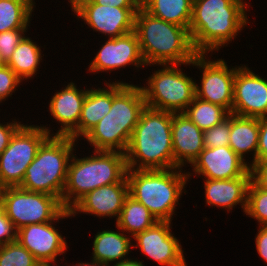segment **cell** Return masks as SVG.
Wrapping results in <instances>:
<instances>
[{"instance_id":"9","label":"cell","mask_w":267,"mask_h":266,"mask_svg":"<svg viewBox=\"0 0 267 266\" xmlns=\"http://www.w3.org/2000/svg\"><path fill=\"white\" fill-rule=\"evenodd\" d=\"M50 127L23 124L0 154V189L20 186L26 169L42 143L52 134Z\"/></svg>"},{"instance_id":"23","label":"cell","mask_w":267,"mask_h":266,"mask_svg":"<svg viewBox=\"0 0 267 266\" xmlns=\"http://www.w3.org/2000/svg\"><path fill=\"white\" fill-rule=\"evenodd\" d=\"M118 231L100 230L95 234L93 241L92 260L105 265L119 263L128 259L131 248H134L131 236L127 235L119 227ZM125 234V235H124ZM130 236V237H128ZM114 262V263H113Z\"/></svg>"},{"instance_id":"30","label":"cell","mask_w":267,"mask_h":266,"mask_svg":"<svg viewBox=\"0 0 267 266\" xmlns=\"http://www.w3.org/2000/svg\"><path fill=\"white\" fill-rule=\"evenodd\" d=\"M40 264L17 240L0 246V266H40Z\"/></svg>"},{"instance_id":"26","label":"cell","mask_w":267,"mask_h":266,"mask_svg":"<svg viewBox=\"0 0 267 266\" xmlns=\"http://www.w3.org/2000/svg\"><path fill=\"white\" fill-rule=\"evenodd\" d=\"M158 220L140 202L128 195L125 198L116 226L132 237L154 226Z\"/></svg>"},{"instance_id":"38","label":"cell","mask_w":267,"mask_h":266,"mask_svg":"<svg viewBox=\"0 0 267 266\" xmlns=\"http://www.w3.org/2000/svg\"><path fill=\"white\" fill-rule=\"evenodd\" d=\"M267 159V117L259 118V137L256 161Z\"/></svg>"},{"instance_id":"28","label":"cell","mask_w":267,"mask_h":266,"mask_svg":"<svg viewBox=\"0 0 267 266\" xmlns=\"http://www.w3.org/2000/svg\"><path fill=\"white\" fill-rule=\"evenodd\" d=\"M33 0H0V33L14 29H29Z\"/></svg>"},{"instance_id":"21","label":"cell","mask_w":267,"mask_h":266,"mask_svg":"<svg viewBox=\"0 0 267 266\" xmlns=\"http://www.w3.org/2000/svg\"><path fill=\"white\" fill-rule=\"evenodd\" d=\"M87 92L88 89H78L72 81L61 91L55 92L49 103V111L61 126L52 135L69 136L78 127Z\"/></svg>"},{"instance_id":"6","label":"cell","mask_w":267,"mask_h":266,"mask_svg":"<svg viewBox=\"0 0 267 266\" xmlns=\"http://www.w3.org/2000/svg\"><path fill=\"white\" fill-rule=\"evenodd\" d=\"M93 154L80 159L73 154L70 160L62 193V205L67 210L92 190L120 182L126 176L125 153L94 151Z\"/></svg>"},{"instance_id":"18","label":"cell","mask_w":267,"mask_h":266,"mask_svg":"<svg viewBox=\"0 0 267 266\" xmlns=\"http://www.w3.org/2000/svg\"><path fill=\"white\" fill-rule=\"evenodd\" d=\"M191 167L196 176L202 175L205 179H234L250 169L229 146L205 147Z\"/></svg>"},{"instance_id":"11","label":"cell","mask_w":267,"mask_h":266,"mask_svg":"<svg viewBox=\"0 0 267 266\" xmlns=\"http://www.w3.org/2000/svg\"><path fill=\"white\" fill-rule=\"evenodd\" d=\"M205 55L207 56V54H197L191 62L192 66L202 69L203 72L200 86L197 83L195 86L196 97L220 105L231 113L234 79L238 66L228 68L224 59L211 61Z\"/></svg>"},{"instance_id":"15","label":"cell","mask_w":267,"mask_h":266,"mask_svg":"<svg viewBox=\"0 0 267 266\" xmlns=\"http://www.w3.org/2000/svg\"><path fill=\"white\" fill-rule=\"evenodd\" d=\"M231 114L251 118L267 117V80L246 65L236 70Z\"/></svg>"},{"instance_id":"5","label":"cell","mask_w":267,"mask_h":266,"mask_svg":"<svg viewBox=\"0 0 267 266\" xmlns=\"http://www.w3.org/2000/svg\"><path fill=\"white\" fill-rule=\"evenodd\" d=\"M193 173L182 168L127 169L129 195L143 204L158 221H171L185 185Z\"/></svg>"},{"instance_id":"3","label":"cell","mask_w":267,"mask_h":266,"mask_svg":"<svg viewBox=\"0 0 267 266\" xmlns=\"http://www.w3.org/2000/svg\"><path fill=\"white\" fill-rule=\"evenodd\" d=\"M172 116L148 106L143 109L125 152L127 169L174 168Z\"/></svg>"},{"instance_id":"7","label":"cell","mask_w":267,"mask_h":266,"mask_svg":"<svg viewBox=\"0 0 267 266\" xmlns=\"http://www.w3.org/2000/svg\"><path fill=\"white\" fill-rule=\"evenodd\" d=\"M77 140L69 136L50 135L38 149L19 186L27 191L50 194L62 203L68 166Z\"/></svg>"},{"instance_id":"34","label":"cell","mask_w":267,"mask_h":266,"mask_svg":"<svg viewBox=\"0 0 267 266\" xmlns=\"http://www.w3.org/2000/svg\"><path fill=\"white\" fill-rule=\"evenodd\" d=\"M22 80L7 65L0 68V103L8 100L13 95L16 88L20 87Z\"/></svg>"},{"instance_id":"20","label":"cell","mask_w":267,"mask_h":266,"mask_svg":"<svg viewBox=\"0 0 267 266\" xmlns=\"http://www.w3.org/2000/svg\"><path fill=\"white\" fill-rule=\"evenodd\" d=\"M206 205L233 210L239 205L246 212L248 188L251 182L250 169L234 179H204Z\"/></svg>"},{"instance_id":"37","label":"cell","mask_w":267,"mask_h":266,"mask_svg":"<svg viewBox=\"0 0 267 266\" xmlns=\"http://www.w3.org/2000/svg\"><path fill=\"white\" fill-rule=\"evenodd\" d=\"M15 120L13 119L7 124L0 123V154L8 147L15 132L23 125V123Z\"/></svg>"},{"instance_id":"27","label":"cell","mask_w":267,"mask_h":266,"mask_svg":"<svg viewBox=\"0 0 267 266\" xmlns=\"http://www.w3.org/2000/svg\"><path fill=\"white\" fill-rule=\"evenodd\" d=\"M33 41L25 36L6 63L22 81L32 79L42 62L41 46Z\"/></svg>"},{"instance_id":"22","label":"cell","mask_w":267,"mask_h":266,"mask_svg":"<svg viewBox=\"0 0 267 266\" xmlns=\"http://www.w3.org/2000/svg\"><path fill=\"white\" fill-rule=\"evenodd\" d=\"M105 81V87L88 88L84 99L78 127L69 135L74 140L83 137L110 110L112 105V82Z\"/></svg>"},{"instance_id":"12","label":"cell","mask_w":267,"mask_h":266,"mask_svg":"<svg viewBox=\"0 0 267 266\" xmlns=\"http://www.w3.org/2000/svg\"><path fill=\"white\" fill-rule=\"evenodd\" d=\"M76 17L93 31L115 38L134 31L135 14L139 7H115L89 3H70Z\"/></svg>"},{"instance_id":"25","label":"cell","mask_w":267,"mask_h":266,"mask_svg":"<svg viewBox=\"0 0 267 266\" xmlns=\"http://www.w3.org/2000/svg\"><path fill=\"white\" fill-rule=\"evenodd\" d=\"M142 8L154 17L189 30L193 0H148Z\"/></svg>"},{"instance_id":"33","label":"cell","mask_w":267,"mask_h":266,"mask_svg":"<svg viewBox=\"0 0 267 266\" xmlns=\"http://www.w3.org/2000/svg\"><path fill=\"white\" fill-rule=\"evenodd\" d=\"M27 30L14 29L0 33V54L5 63L9 61L18 44L26 36Z\"/></svg>"},{"instance_id":"42","label":"cell","mask_w":267,"mask_h":266,"mask_svg":"<svg viewBox=\"0 0 267 266\" xmlns=\"http://www.w3.org/2000/svg\"><path fill=\"white\" fill-rule=\"evenodd\" d=\"M76 266H108V265H105L104 263H100V262H96L94 260H91L90 262L88 261L87 263L86 262H79Z\"/></svg>"},{"instance_id":"41","label":"cell","mask_w":267,"mask_h":266,"mask_svg":"<svg viewBox=\"0 0 267 266\" xmlns=\"http://www.w3.org/2000/svg\"><path fill=\"white\" fill-rule=\"evenodd\" d=\"M111 266H145L142 261H139L138 259L132 260L130 259V256L128 259L123 260L119 263L113 264Z\"/></svg>"},{"instance_id":"40","label":"cell","mask_w":267,"mask_h":266,"mask_svg":"<svg viewBox=\"0 0 267 266\" xmlns=\"http://www.w3.org/2000/svg\"><path fill=\"white\" fill-rule=\"evenodd\" d=\"M98 5H110L115 7H139L134 0H94Z\"/></svg>"},{"instance_id":"19","label":"cell","mask_w":267,"mask_h":266,"mask_svg":"<svg viewBox=\"0 0 267 266\" xmlns=\"http://www.w3.org/2000/svg\"><path fill=\"white\" fill-rule=\"evenodd\" d=\"M171 130L174 168L191 166L205 148L204 132L183 112L173 113Z\"/></svg>"},{"instance_id":"16","label":"cell","mask_w":267,"mask_h":266,"mask_svg":"<svg viewBox=\"0 0 267 266\" xmlns=\"http://www.w3.org/2000/svg\"><path fill=\"white\" fill-rule=\"evenodd\" d=\"M130 65L137 69L147 66L143 60L135 31L119 37L108 38L89 64L88 71L94 74L104 71L111 72Z\"/></svg>"},{"instance_id":"32","label":"cell","mask_w":267,"mask_h":266,"mask_svg":"<svg viewBox=\"0 0 267 266\" xmlns=\"http://www.w3.org/2000/svg\"><path fill=\"white\" fill-rule=\"evenodd\" d=\"M231 131V113L220 124L204 131V146L217 148L229 146V135Z\"/></svg>"},{"instance_id":"14","label":"cell","mask_w":267,"mask_h":266,"mask_svg":"<svg viewBox=\"0 0 267 266\" xmlns=\"http://www.w3.org/2000/svg\"><path fill=\"white\" fill-rule=\"evenodd\" d=\"M171 229V221H158L134 236L136 244L132 245L140 248L141 254L158 262L160 266H187L181 242Z\"/></svg>"},{"instance_id":"31","label":"cell","mask_w":267,"mask_h":266,"mask_svg":"<svg viewBox=\"0 0 267 266\" xmlns=\"http://www.w3.org/2000/svg\"><path fill=\"white\" fill-rule=\"evenodd\" d=\"M245 214L257 220L259 226H267V190L257 187L252 181L248 188Z\"/></svg>"},{"instance_id":"46","label":"cell","mask_w":267,"mask_h":266,"mask_svg":"<svg viewBox=\"0 0 267 266\" xmlns=\"http://www.w3.org/2000/svg\"><path fill=\"white\" fill-rule=\"evenodd\" d=\"M57 266V264L56 263H48V264H40V266Z\"/></svg>"},{"instance_id":"1","label":"cell","mask_w":267,"mask_h":266,"mask_svg":"<svg viewBox=\"0 0 267 266\" xmlns=\"http://www.w3.org/2000/svg\"><path fill=\"white\" fill-rule=\"evenodd\" d=\"M244 0H193L189 34L198 54L227 46L249 23Z\"/></svg>"},{"instance_id":"35","label":"cell","mask_w":267,"mask_h":266,"mask_svg":"<svg viewBox=\"0 0 267 266\" xmlns=\"http://www.w3.org/2000/svg\"><path fill=\"white\" fill-rule=\"evenodd\" d=\"M17 232L18 230L6 216V213L0 203V246L16 241Z\"/></svg>"},{"instance_id":"39","label":"cell","mask_w":267,"mask_h":266,"mask_svg":"<svg viewBox=\"0 0 267 266\" xmlns=\"http://www.w3.org/2000/svg\"><path fill=\"white\" fill-rule=\"evenodd\" d=\"M255 237L256 250L259 256L267 263V226H258Z\"/></svg>"},{"instance_id":"36","label":"cell","mask_w":267,"mask_h":266,"mask_svg":"<svg viewBox=\"0 0 267 266\" xmlns=\"http://www.w3.org/2000/svg\"><path fill=\"white\" fill-rule=\"evenodd\" d=\"M251 181L259 188L267 190V159L250 165Z\"/></svg>"},{"instance_id":"17","label":"cell","mask_w":267,"mask_h":266,"mask_svg":"<svg viewBox=\"0 0 267 266\" xmlns=\"http://www.w3.org/2000/svg\"><path fill=\"white\" fill-rule=\"evenodd\" d=\"M129 195V184L125 176L120 182L101 186L87 193L71 209L72 217L78 213L94 217H116L118 220L125 198Z\"/></svg>"},{"instance_id":"29","label":"cell","mask_w":267,"mask_h":266,"mask_svg":"<svg viewBox=\"0 0 267 266\" xmlns=\"http://www.w3.org/2000/svg\"><path fill=\"white\" fill-rule=\"evenodd\" d=\"M183 113L203 132L220 124L230 114L224 107L203 101L197 97Z\"/></svg>"},{"instance_id":"24","label":"cell","mask_w":267,"mask_h":266,"mask_svg":"<svg viewBox=\"0 0 267 266\" xmlns=\"http://www.w3.org/2000/svg\"><path fill=\"white\" fill-rule=\"evenodd\" d=\"M259 137V118L242 117L231 114L229 147L249 166L256 162ZM252 152V163L247 162L245 154Z\"/></svg>"},{"instance_id":"45","label":"cell","mask_w":267,"mask_h":266,"mask_svg":"<svg viewBox=\"0 0 267 266\" xmlns=\"http://www.w3.org/2000/svg\"><path fill=\"white\" fill-rule=\"evenodd\" d=\"M5 65H6V63H5V61L3 60V58L1 57V54H0V68H2Z\"/></svg>"},{"instance_id":"10","label":"cell","mask_w":267,"mask_h":266,"mask_svg":"<svg viewBox=\"0 0 267 266\" xmlns=\"http://www.w3.org/2000/svg\"><path fill=\"white\" fill-rule=\"evenodd\" d=\"M0 203L17 230L26 225L53 221L65 210L58 197L27 191L19 186L0 189Z\"/></svg>"},{"instance_id":"43","label":"cell","mask_w":267,"mask_h":266,"mask_svg":"<svg viewBox=\"0 0 267 266\" xmlns=\"http://www.w3.org/2000/svg\"><path fill=\"white\" fill-rule=\"evenodd\" d=\"M94 0H69V3H89L92 2Z\"/></svg>"},{"instance_id":"44","label":"cell","mask_w":267,"mask_h":266,"mask_svg":"<svg viewBox=\"0 0 267 266\" xmlns=\"http://www.w3.org/2000/svg\"><path fill=\"white\" fill-rule=\"evenodd\" d=\"M134 2L139 6L142 7L144 5V0H134Z\"/></svg>"},{"instance_id":"13","label":"cell","mask_w":267,"mask_h":266,"mask_svg":"<svg viewBox=\"0 0 267 266\" xmlns=\"http://www.w3.org/2000/svg\"><path fill=\"white\" fill-rule=\"evenodd\" d=\"M70 217V210L65 209L53 221L26 225L18 229L17 241L41 264L58 263L57 257L66 253L67 243L54 222Z\"/></svg>"},{"instance_id":"4","label":"cell","mask_w":267,"mask_h":266,"mask_svg":"<svg viewBox=\"0 0 267 266\" xmlns=\"http://www.w3.org/2000/svg\"><path fill=\"white\" fill-rule=\"evenodd\" d=\"M134 31L146 65H191L198 54L193 48L189 30L152 16L139 7Z\"/></svg>"},{"instance_id":"8","label":"cell","mask_w":267,"mask_h":266,"mask_svg":"<svg viewBox=\"0 0 267 266\" xmlns=\"http://www.w3.org/2000/svg\"><path fill=\"white\" fill-rule=\"evenodd\" d=\"M159 66L162 68L147 78V86H140L146 106L172 113L184 112L196 97V81L182 71L181 64Z\"/></svg>"},{"instance_id":"2","label":"cell","mask_w":267,"mask_h":266,"mask_svg":"<svg viewBox=\"0 0 267 266\" xmlns=\"http://www.w3.org/2000/svg\"><path fill=\"white\" fill-rule=\"evenodd\" d=\"M145 107L141 87L120 80L112 82L111 110L82 139H86L94 151L125 153Z\"/></svg>"}]
</instances>
